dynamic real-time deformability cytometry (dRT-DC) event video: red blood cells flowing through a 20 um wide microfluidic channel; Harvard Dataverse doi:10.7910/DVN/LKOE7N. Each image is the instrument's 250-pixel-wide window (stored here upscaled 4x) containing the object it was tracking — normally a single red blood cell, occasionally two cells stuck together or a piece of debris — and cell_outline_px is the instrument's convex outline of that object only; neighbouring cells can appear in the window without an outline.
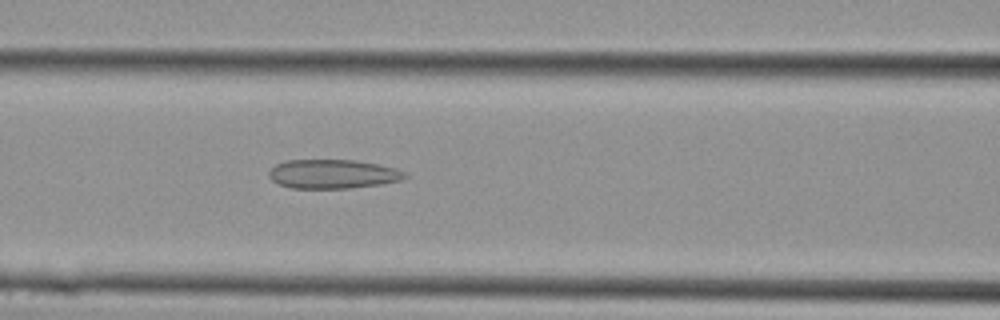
{"species": "Egyptian fruit bat (a non-hibernating species)", "species_latin": "Rousettus aegyptiacus", "temperature_condition": "cold", "stored_images_in_passage": 4, "camera_frame_rate_fps": 3000, "um_per_image_px": 0.085, "animal": {"sex": "female"}, "frame": {"image": 1, "passage_image": 4, "time_ms": 1.0, "image_size_px": [1000, 320], "cell_outline_px": [[408, 176], [400, 180], [380, 184], [352, 188], [292, 188], [280, 184], [272, 180], [268, 176], [268, 172], [276, 164], [284, 160], [356, 160], [396, 168], [408, 172]], "centroid_in_image_um": [28.3, 14.78], "position_along_channel_um": 138.3, "area_um2": 23.06}}